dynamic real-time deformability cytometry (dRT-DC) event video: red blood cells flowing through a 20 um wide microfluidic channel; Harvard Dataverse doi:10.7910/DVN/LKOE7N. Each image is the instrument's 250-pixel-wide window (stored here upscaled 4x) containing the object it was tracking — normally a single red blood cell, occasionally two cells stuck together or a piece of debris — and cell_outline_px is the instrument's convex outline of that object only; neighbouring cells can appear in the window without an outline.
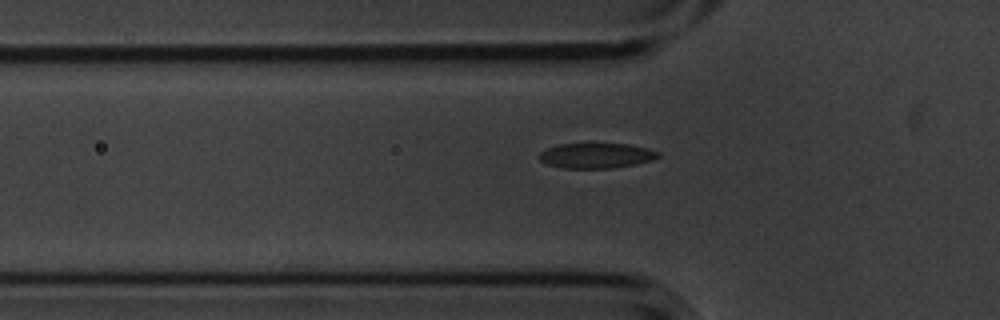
{"species": "common noctule bat (a hibernating species)", "species_latin": "Nyctalus noctula", "temperature_condition": "cold", "stored_images_in_passage": 6, "camera_frame_rate_fps": 3000, "um_per_image_px": 0.085, "animal": {"sex": "male", "body_mass_g": 20.1, "forearm_length_mm": 53.5}, "frame": {"image": 1, "passage_image": 6, "time_ms": 1.667, "image_size_px": [1000, 320], "cell_outline_px": [[660, 156], [652, 160], [636, 164], [612, 168], [564, 168], [548, 164], [540, 160], [536, 156], [540, 152], [548, 148], [560, 144], [628, 144], [648, 148], [660, 152]], "centroid_in_image_um": [50.69, 13.23], "position_along_channel_um": 75.1, "area_um2": 17.4}}